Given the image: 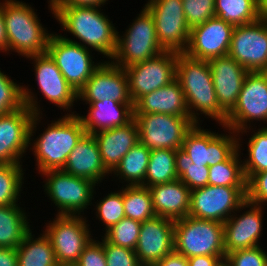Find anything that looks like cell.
I'll return each mask as SVG.
<instances>
[{"label":"cell","instance_id":"obj_48","mask_svg":"<svg viewBox=\"0 0 267 266\" xmlns=\"http://www.w3.org/2000/svg\"><path fill=\"white\" fill-rule=\"evenodd\" d=\"M225 256H195L188 258L189 266H224Z\"/></svg>","mask_w":267,"mask_h":266},{"label":"cell","instance_id":"obj_47","mask_svg":"<svg viewBox=\"0 0 267 266\" xmlns=\"http://www.w3.org/2000/svg\"><path fill=\"white\" fill-rule=\"evenodd\" d=\"M50 7L65 6H105L109 0H47Z\"/></svg>","mask_w":267,"mask_h":266},{"label":"cell","instance_id":"obj_26","mask_svg":"<svg viewBox=\"0 0 267 266\" xmlns=\"http://www.w3.org/2000/svg\"><path fill=\"white\" fill-rule=\"evenodd\" d=\"M86 105L88 106L87 115L81 113H77V115L88 134L126 125L134 118V104H124L112 99H105Z\"/></svg>","mask_w":267,"mask_h":266},{"label":"cell","instance_id":"obj_29","mask_svg":"<svg viewBox=\"0 0 267 266\" xmlns=\"http://www.w3.org/2000/svg\"><path fill=\"white\" fill-rule=\"evenodd\" d=\"M22 205V206H21ZM24 204L0 206V248L16 249L34 227ZM33 227V229H31Z\"/></svg>","mask_w":267,"mask_h":266},{"label":"cell","instance_id":"obj_18","mask_svg":"<svg viewBox=\"0 0 267 266\" xmlns=\"http://www.w3.org/2000/svg\"><path fill=\"white\" fill-rule=\"evenodd\" d=\"M263 210H265L263 206L246 200L223 223L226 254L240 249L260 246L265 220Z\"/></svg>","mask_w":267,"mask_h":266},{"label":"cell","instance_id":"obj_5","mask_svg":"<svg viewBox=\"0 0 267 266\" xmlns=\"http://www.w3.org/2000/svg\"><path fill=\"white\" fill-rule=\"evenodd\" d=\"M29 59L32 66V72H34L35 83H37V93L34 92L35 88L30 85H23V99L24 104L28 107L34 115H43L44 108L38 101L37 94L40 92L50 104L58 107L60 110L65 111L64 114H77L73 108L77 101V93L68 84L61 71L57 67L54 60L48 53L33 55L26 58ZM34 89V91L32 90ZM36 93V94H35ZM75 103V104H74ZM74 106V107H73ZM43 110V111H42Z\"/></svg>","mask_w":267,"mask_h":266},{"label":"cell","instance_id":"obj_22","mask_svg":"<svg viewBox=\"0 0 267 266\" xmlns=\"http://www.w3.org/2000/svg\"><path fill=\"white\" fill-rule=\"evenodd\" d=\"M175 221L155 216L141 223L135 253L142 266H153L174 251Z\"/></svg>","mask_w":267,"mask_h":266},{"label":"cell","instance_id":"obj_27","mask_svg":"<svg viewBox=\"0 0 267 266\" xmlns=\"http://www.w3.org/2000/svg\"><path fill=\"white\" fill-rule=\"evenodd\" d=\"M148 189L156 216L176 221L188 215L191 190L180 179L154 185Z\"/></svg>","mask_w":267,"mask_h":266},{"label":"cell","instance_id":"obj_32","mask_svg":"<svg viewBox=\"0 0 267 266\" xmlns=\"http://www.w3.org/2000/svg\"><path fill=\"white\" fill-rule=\"evenodd\" d=\"M30 231L16 248L18 266H55L57 259L50 239L42 233Z\"/></svg>","mask_w":267,"mask_h":266},{"label":"cell","instance_id":"obj_31","mask_svg":"<svg viewBox=\"0 0 267 266\" xmlns=\"http://www.w3.org/2000/svg\"><path fill=\"white\" fill-rule=\"evenodd\" d=\"M151 150L137 143L121 159L119 165L111 173V181L121 183L122 186H137L144 183ZM116 177V178H115Z\"/></svg>","mask_w":267,"mask_h":266},{"label":"cell","instance_id":"obj_12","mask_svg":"<svg viewBox=\"0 0 267 266\" xmlns=\"http://www.w3.org/2000/svg\"><path fill=\"white\" fill-rule=\"evenodd\" d=\"M219 126L224 132L216 133V130L195 124L186 134L181 149L189 155L193 164L211 167L226 161L238 149L237 133L223 125Z\"/></svg>","mask_w":267,"mask_h":266},{"label":"cell","instance_id":"obj_46","mask_svg":"<svg viewBox=\"0 0 267 266\" xmlns=\"http://www.w3.org/2000/svg\"><path fill=\"white\" fill-rule=\"evenodd\" d=\"M98 238L94 237L83 250L77 262L78 266H107L102 238Z\"/></svg>","mask_w":267,"mask_h":266},{"label":"cell","instance_id":"obj_3","mask_svg":"<svg viewBox=\"0 0 267 266\" xmlns=\"http://www.w3.org/2000/svg\"><path fill=\"white\" fill-rule=\"evenodd\" d=\"M176 79L185 95L190 119L202 125L204 118H211L218 125H226L227 114L220 108L211 70L207 60L196 59L186 53H178Z\"/></svg>","mask_w":267,"mask_h":266},{"label":"cell","instance_id":"obj_40","mask_svg":"<svg viewBox=\"0 0 267 266\" xmlns=\"http://www.w3.org/2000/svg\"><path fill=\"white\" fill-rule=\"evenodd\" d=\"M141 222L124 217L102 235L109 243L121 247L136 249Z\"/></svg>","mask_w":267,"mask_h":266},{"label":"cell","instance_id":"obj_53","mask_svg":"<svg viewBox=\"0 0 267 266\" xmlns=\"http://www.w3.org/2000/svg\"><path fill=\"white\" fill-rule=\"evenodd\" d=\"M55 266H78L77 263L57 262Z\"/></svg>","mask_w":267,"mask_h":266},{"label":"cell","instance_id":"obj_1","mask_svg":"<svg viewBox=\"0 0 267 266\" xmlns=\"http://www.w3.org/2000/svg\"><path fill=\"white\" fill-rule=\"evenodd\" d=\"M48 10L60 24V35L72 42L79 43L110 61L116 50L117 28L111 18L104 13L103 6H65L50 7ZM72 35L68 38L69 35ZM76 38V40H75ZM78 39V40H77Z\"/></svg>","mask_w":267,"mask_h":266},{"label":"cell","instance_id":"obj_49","mask_svg":"<svg viewBox=\"0 0 267 266\" xmlns=\"http://www.w3.org/2000/svg\"><path fill=\"white\" fill-rule=\"evenodd\" d=\"M153 266H189V263L188 258L176 251H173L155 263Z\"/></svg>","mask_w":267,"mask_h":266},{"label":"cell","instance_id":"obj_45","mask_svg":"<svg viewBox=\"0 0 267 266\" xmlns=\"http://www.w3.org/2000/svg\"><path fill=\"white\" fill-rule=\"evenodd\" d=\"M246 200L261 206H267V171L253 174L247 180Z\"/></svg>","mask_w":267,"mask_h":266},{"label":"cell","instance_id":"obj_13","mask_svg":"<svg viewBox=\"0 0 267 266\" xmlns=\"http://www.w3.org/2000/svg\"><path fill=\"white\" fill-rule=\"evenodd\" d=\"M134 119L139 142L150 150L181 148L186 134L195 125L190 117L162 113L134 114Z\"/></svg>","mask_w":267,"mask_h":266},{"label":"cell","instance_id":"obj_2","mask_svg":"<svg viewBox=\"0 0 267 266\" xmlns=\"http://www.w3.org/2000/svg\"><path fill=\"white\" fill-rule=\"evenodd\" d=\"M44 116L47 118L46 114L34 115L30 127L29 152L34 155L38 175L47 170L63 169L69 154L86 133L77 114H62L49 124L45 122L47 126L41 122ZM39 124L41 128L42 124L46 127L36 136Z\"/></svg>","mask_w":267,"mask_h":266},{"label":"cell","instance_id":"obj_20","mask_svg":"<svg viewBox=\"0 0 267 266\" xmlns=\"http://www.w3.org/2000/svg\"><path fill=\"white\" fill-rule=\"evenodd\" d=\"M33 116L25 105L0 115V164L23 163L29 150Z\"/></svg>","mask_w":267,"mask_h":266},{"label":"cell","instance_id":"obj_14","mask_svg":"<svg viewBox=\"0 0 267 266\" xmlns=\"http://www.w3.org/2000/svg\"><path fill=\"white\" fill-rule=\"evenodd\" d=\"M144 7L154 19L160 46L165 51L185 52L190 28L187 26L182 0H147Z\"/></svg>","mask_w":267,"mask_h":266},{"label":"cell","instance_id":"obj_11","mask_svg":"<svg viewBox=\"0 0 267 266\" xmlns=\"http://www.w3.org/2000/svg\"><path fill=\"white\" fill-rule=\"evenodd\" d=\"M258 121L267 124V72H248L225 127L239 133Z\"/></svg>","mask_w":267,"mask_h":266},{"label":"cell","instance_id":"obj_24","mask_svg":"<svg viewBox=\"0 0 267 266\" xmlns=\"http://www.w3.org/2000/svg\"><path fill=\"white\" fill-rule=\"evenodd\" d=\"M76 177L89 179L97 185L102 184L111 174L102 164L98 143L93 134L85 133L69 154L62 169Z\"/></svg>","mask_w":267,"mask_h":266},{"label":"cell","instance_id":"obj_17","mask_svg":"<svg viewBox=\"0 0 267 266\" xmlns=\"http://www.w3.org/2000/svg\"><path fill=\"white\" fill-rule=\"evenodd\" d=\"M228 55L248 72H267V17L234 27Z\"/></svg>","mask_w":267,"mask_h":266},{"label":"cell","instance_id":"obj_33","mask_svg":"<svg viewBox=\"0 0 267 266\" xmlns=\"http://www.w3.org/2000/svg\"><path fill=\"white\" fill-rule=\"evenodd\" d=\"M176 151L173 149L151 150L144 183L141 186L148 188L179 179L175 168Z\"/></svg>","mask_w":267,"mask_h":266},{"label":"cell","instance_id":"obj_38","mask_svg":"<svg viewBox=\"0 0 267 266\" xmlns=\"http://www.w3.org/2000/svg\"><path fill=\"white\" fill-rule=\"evenodd\" d=\"M118 190L114 191H108L110 193H106L105 197L103 195V198L97 200L95 202V195L96 190H99V187L95 189L94 196H93V209L94 215L96 220H99V223L101 221V226H104V230L101 229L103 232H106L108 229H110L113 225L118 223L121 219L125 217V211H124V205H123V186ZM108 194V195H107ZM95 203V204H94ZM103 223V225H102Z\"/></svg>","mask_w":267,"mask_h":266},{"label":"cell","instance_id":"obj_28","mask_svg":"<svg viewBox=\"0 0 267 266\" xmlns=\"http://www.w3.org/2000/svg\"><path fill=\"white\" fill-rule=\"evenodd\" d=\"M149 113L189 117L185 95L177 79L166 86L142 96L134 104V114Z\"/></svg>","mask_w":267,"mask_h":266},{"label":"cell","instance_id":"obj_41","mask_svg":"<svg viewBox=\"0 0 267 266\" xmlns=\"http://www.w3.org/2000/svg\"><path fill=\"white\" fill-rule=\"evenodd\" d=\"M1 70L3 69L0 68V115L10 113L25 105L23 83L19 84L18 81H14L16 79L12 80L13 77Z\"/></svg>","mask_w":267,"mask_h":266},{"label":"cell","instance_id":"obj_7","mask_svg":"<svg viewBox=\"0 0 267 266\" xmlns=\"http://www.w3.org/2000/svg\"><path fill=\"white\" fill-rule=\"evenodd\" d=\"M39 175L45 177L42 189L47 199L52 201L51 205L55 206L57 215L86 216L89 206L92 209L94 192L98 186L96 183L68 174L62 169L47 170Z\"/></svg>","mask_w":267,"mask_h":266},{"label":"cell","instance_id":"obj_39","mask_svg":"<svg viewBox=\"0 0 267 266\" xmlns=\"http://www.w3.org/2000/svg\"><path fill=\"white\" fill-rule=\"evenodd\" d=\"M175 168L178 178L190 190L208 185L209 166L193 164L192 159L181 148L176 151Z\"/></svg>","mask_w":267,"mask_h":266},{"label":"cell","instance_id":"obj_42","mask_svg":"<svg viewBox=\"0 0 267 266\" xmlns=\"http://www.w3.org/2000/svg\"><path fill=\"white\" fill-rule=\"evenodd\" d=\"M190 30L215 17V0H182Z\"/></svg>","mask_w":267,"mask_h":266},{"label":"cell","instance_id":"obj_10","mask_svg":"<svg viewBox=\"0 0 267 266\" xmlns=\"http://www.w3.org/2000/svg\"><path fill=\"white\" fill-rule=\"evenodd\" d=\"M92 52L54 31L48 40L47 53L76 93L85 86L86 81L103 62V59L97 61L93 56L95 52Z\"/></svg>","mask_w":267,"mask_h":266},{"label":"cell","instance_id":"obj_6","mask_svg":"<svg viewBox=\"0 0 267 266\" xmlns=\"http://www.w3.org/2000/svg\"><path fill=\"white\" fill-rule=\"evenodd\" d=\"M139 12L124 33L117 29L116 50L110 61L121 68L142 63L165 51L159 44L150 12L144 6Z\"/></svg>","mask_w":267,"mask_h":266},{"label":"cell","instance_id":"obj_23","mask_svg":"<svg viewBox=\"0 0 267 266\" xmlns=\"http://www.w3.org/2000/svg\"><path fill=\"white\" fill-rule=\"evenodd\" d=\"M220 108L228 115L235 107L248 71L229 55L208 60Z\"/></svg>","mask_w":267,"mask_h":266},{"label":"cell","instance_id":"obj_36","mask_svg":"<svg viewBox=\"0 0 267 266\" xmlns=\"http://www.w3.org/2000/svg\"><path fill=\"white\" fill-rule=\"evenodd\" d=\"M25 169L22 163L0 164V206L21 203L26 182Z\"/></svg>","mask_w":267,"mask_h":266},{"label":"cell","instance_id":"obj_44","mask_svg":"<svg viewBox=\"0 0 267 266\" xmlns=\"http://www.w3.org/2000/svg\"><path fill=\"white\" fill-rule=\"evenodd\" d=\"M107 266H142L135 250L109 243L102 235Z\"/></svg>","mask_w":267,"mask_h":266},{"label":"cell","instance_id":"obj_43","mask_svg":"<svg viewBox=\"0 0 267 266\" xmlns=\"http://www.w3.org/2000/svg\"><path fill=\"white\" fill-rule=\"evenodd\" d=\"M264 249L265 247L261 244L257 247L227 253L224 266H267V252Z\"/></svg>","mask_w":267,"mask_h":266},{"label":"cell","instance_id":"obj_25","mask_svg":"<svg viewBox=\"0 0 267 266\" xmlns=\"http://www.w3.org/2000/svg\"><path fill=\"white\" fill-rule=\"evenodd\" d=\"M98 143L102 164L111 174L121 159L139 143V128L133 118L126 125L93 134Z\"/></svg>","mask_w":267,"mask_h":266},{"label":"cell","instance_id":"obj_21","mask_svg":"<svg viewBox=\"0 0 267 266\" xmlns=\"http://www.w3.org/2000/svg\"><path fill=\"white\" fill-rule=\"evenodd\" d=\"M234 26L212 17L190 30V39L184 53L201 60L228 55Z\"/></svg>","mask_w":267,"mask_h":266},{"label":"cell","instance_id":"obj_52","mask_svg":"<svg viewBox=\"0 0 267 266\" xmlns=\"http://www.w3.org/2000/svg\"><path fill=\"white\" fill-rule=\"evenodd\" d=\"M259 14L262 17H267V0H257Z\"/></svg>","mask_w":267,"mask_h":266},{"label":"cell","instance_id":"obj_30","mask_svg":"<svg viewBox=\"0 0 267 266\" xmlns=\"http://www.w3.org/2000/svg\"><path fill=\"white\" fill-rule=\"evenodd\" d=\"M259 127L247 128L239 133L238 136V149L244 150L242 146L247 141L242 140L243 136H250L247 142V154L248 156L243 157V170L248 180L253 174L267 171V128L262 125ZM262 126V127H261ZM257 128V129H256ZM256 129V130H255ZM250 132L252 134H250ZM246 134V135H245ZM245 141V142H243ZM243 143V144H242ZM243 148V149H242Z\"/></svg>","mask_w":267,"mask_h":266},{"label":"cell","instance_id":"obj_19","mask_svg":"<svg viewBox=\"0 0 267 266\" xmlns=\"http://www.w3.org/2000/svg\"><path fill=\"white\" fill-rule=\"evenodd\" d=\"M112 99L119 103L134 104L130 98L128 77L124 68L111 61H103L77 93L83 105Z\"/></svg>","mask_w":267,"mask_h":266},{"label":"cell","instance_id":"obj_9","mask_svg":"<svg viewBox=\"0 0 267 266\" xmlns=\"http://www.w3.org/2000/svg\"><path fill=\"white\" fill-rule=\"evenodd\" d=\"M54 216L53 220H47L41 231L50 239L57 262L77 263L83 250L95 237L92 233L95 230H91L86 216Z\"/></svg>","mask_w":267,"mask_h":266},{"label":"cell","instance_id":"obj_15","mask_svg":"<svg viewBox=\"0 0 267 266\" xmlns=\"http://www.w3.org/2000/svg\"><path fill=\"white\" fill-rule=\"evenodd\" d=\"M247 187L206 185L191 190L188 216L224 223L246 201Z\"/></svg>","mask_w":267,"mask_h":266},{"label":"cell","instance_id":"obj_51","mask_svg":"<svg viewBox=\"0 0 267 266\" xmlns=\"http://www.w3.org/2000/svg\"><path fill=\"white\" fill-rule=\"evenodd\" d=\"M0 53L8 55V38L3 17V0H0Z\"/></svg>","mask_w":267,"mask_h":266},{"label":"cell","instance_id":"obj_34","mask_svg":"<svg viewBox=\"0 0 267 266\" xmlns=\"http://www.w3.org/2000/svg\"><path fill=\"white\" fill-rule=\"evenodd\" d=\"M215 16L234 27L253 23L262 17L257 0H215Z\"/></svg>","mask_w":267,"mask_h":266},{"label":"cell","instance_id":"obj_4","mask_svg":"<svg viewBox=\"0 0 267 266\" xmlns=\"http://www.w3.org/2000/svg\"><path fill=\"white\" fill-rule=\"evenodd\" d=\"M38 15L37 10L25 1L3 0L9 56L14 52L25 59L47 53L52 31L44 27Z\"/></svg>","mask_w":267,"mask_h":266},{"label":"cell","instance_id":"obj_35","mask_svg":"<svg viewBox=\"0 0 267 266\" xmlns=\"http://www.w3.org/2000/svg\"><path fill=\"white\" fill-rule=\"evenodd\" d=\"M237 149L226 161L209 167L208 185L226 187H247L243 170L242 155Z\"/></svg>","mask_w":267,"mask_h":266},{"label":"cell","instance_id":"obj_8","mask_svg":"<svg viewBox=\"0 0 267 266\" xmlns=\"http://www.w3.org/2000/svg\"><path fill=\"white\" fill-rule=\"evenodd\" d=\"M174 251L186 258L225 256L223 223L186 216L175 221Z\"/></svg>","mask_w":267,"mask_h":266},{"label":"cell","instance_id":"obj_16","mask_svg":"<svg viewBox=\"0 0 267 266\" xmlns=\"http://www.w3.org/2000/svg\"><path fill=\"white\" fill-rule=\"evenodd\" d=\"M177 57V52L163 51L142 63L124 68L128 77L130 98L134 104L142 96L176 79Z\"/></svg>","mask_w":267,"mask_h":266},{"label":"cell","instance_id":"obj_37","mask_svg":"<svg viewBox=\"0 0 267 266\" xmlns=\"http://www.w3.org/2000/svg\"><path fill=\"white\" fill-rule=\"evenodd\" d=\"M125 217L144 222L156 216L150 190L147 187L123 186Z\"/></svg>","mask_w":267,"mask_h":266},{"label":"cell","instance_id":"obj_50","mask_svg":"<svg viewBox=\"0 0 267 266\" xmlns=\"http://www.w3.org/2000/svg\"><path fill=\"white\" fill-rule=\"evenodd\" d=\"M0 266H18L16 249L0 248Z\"/></svg>","mask_w":267,"mask_h":266}]
</instances>
